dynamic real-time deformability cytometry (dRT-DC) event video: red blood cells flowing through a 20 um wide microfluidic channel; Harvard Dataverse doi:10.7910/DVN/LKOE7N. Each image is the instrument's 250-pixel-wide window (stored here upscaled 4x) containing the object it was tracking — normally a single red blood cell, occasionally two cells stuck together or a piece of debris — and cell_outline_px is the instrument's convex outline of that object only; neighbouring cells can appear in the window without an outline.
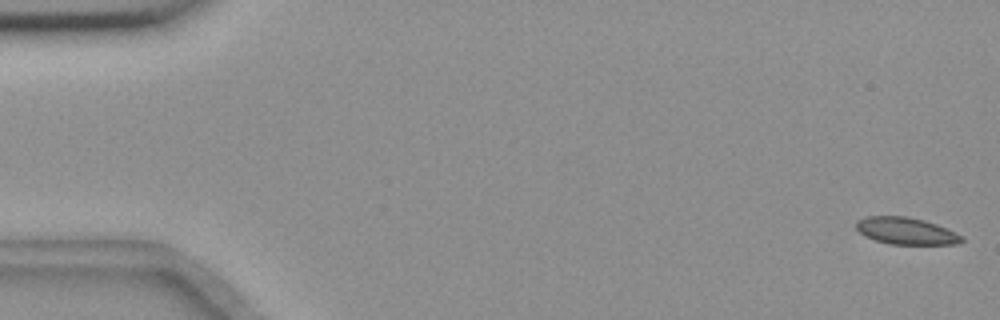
{"species": "common noctule bat (a hibernating species)", "species_latin": "Nyctalus noctula", "temperature_condition": "room temperature", "stored_images_in_passage": 57, "camera_frame_rate_fps": 3000, "um_per_image_px": 0.085, "animal": {"sex": "female", "body_mass_g": 18.4}, "frame": {"image": 1, "passage_image": 1, "time_ms": 0.0, "image_size_px": [1000, 320], "cell_outline_px": [[964, 240], [956, 244], [888, 244], [864, 236], [856, 228], [856, 220], [868, 216], [904, 216], [924, 220], [936, 224], [964, 236]], "centroid_in_image_um": [77.0, 19.63], "position_along_channel_um": 8.0, "area_um2": 16.53}}
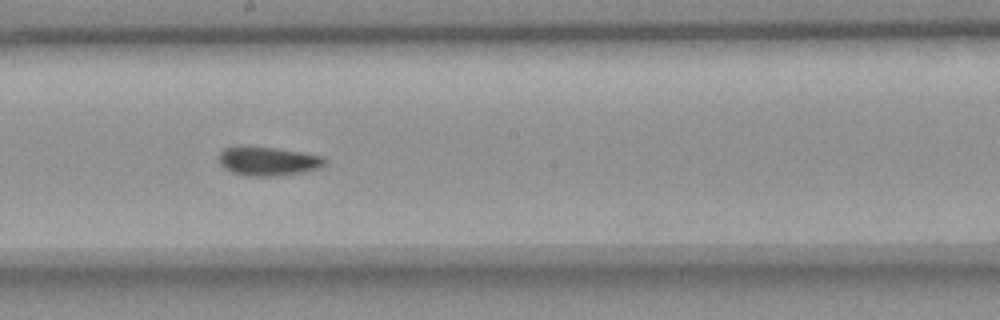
{"frame": {"image": 2, "passage_image": 31, "time_ms": 10.0, "image_size_px": [1000, 320], "cell_outline_px": [[324, 164], [320, 168], [300, 172], [276, 176], [244, 176], [232, 172], [224, 168], [220, 164], [220, 152], [224, 148], [240, 144], [244, 144], [276, 148], [324, 156]], "centroid_in_image_um": [22.71, 13.67], "position_along_channel_um": 225.5, "area_um2": 18.09}}
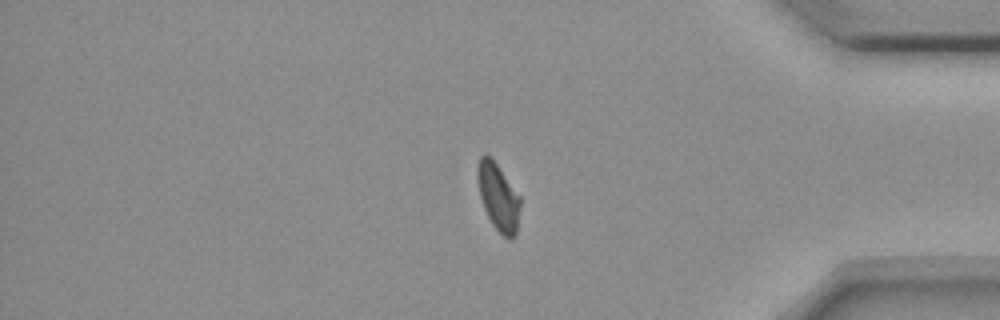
{"frame": {"image": 3, "passage_image": 47, "time_ms": 15.333, "image_size_px": [1000, 320], "cell_outline_px": [[520, 208], [516, 232], [512, 240], [508, 240], [492, 224], [484, 208], [480, 196], [476, 176], [476, 164], [480, 156], [484, 152], [496, 164], [520, 196]], "centroid_in_image_um": [42.33, 16.73], "position_along_channel_um": 392.9, "area_um2": 16.65}, "authors_computed_cell_mechanics": {"area_um2": 17.34, "velocity_mm_per_s": 3.6173, "shape_relaxation_time_tau1_ms": 6.2443, "shape_relaxation_time_tau2_ms": 1.5265, "deformation_change_tau1": 0.1112, "deformation_change_tau2": 0.0501}}